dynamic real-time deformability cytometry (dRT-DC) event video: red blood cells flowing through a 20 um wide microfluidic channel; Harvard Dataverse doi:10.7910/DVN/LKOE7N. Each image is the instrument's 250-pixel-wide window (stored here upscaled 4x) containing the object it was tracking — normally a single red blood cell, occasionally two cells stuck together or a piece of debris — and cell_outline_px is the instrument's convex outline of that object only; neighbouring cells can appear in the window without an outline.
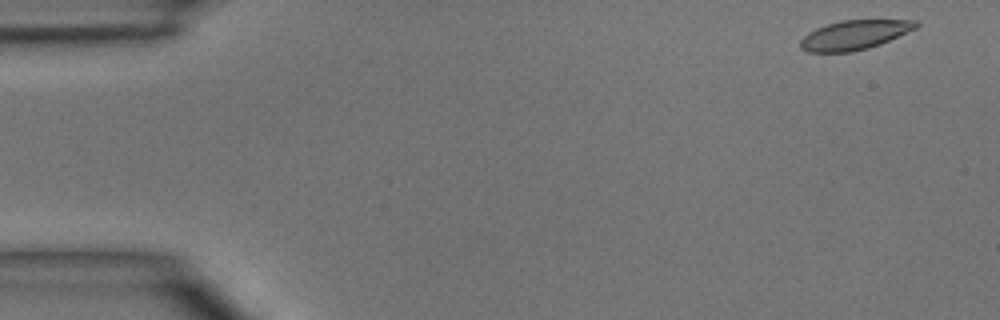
{"species": "common noctule bat (a hibernating species)", "species_latin": "Nyctalus noctula", "temperature_condition": "room temperature", "stored_images_in_passage": 5, "segment_of_instrument_passage": [1, 2], "camera_frame_rate_fps": 3000, "um_per_image_px": 0.085, "animal": {"sex": "male", "body_mass_g": 15.6}, "frame": {"image": 1, "passage_image": 1, "time_ms": 0.0, "image_size_px": [1000, 320], "cell_outline_px": [[920, 24], [916, 28], [880, 44], [868, 48], [852, 52], [808, 52], [800, 48], [800, 40], [808, 32], [816, 28], [840, 20], [916, 20]], "centroid_in_image_um": [72.61, 2.97], "position_along_channel_um": 12.4, "area_um2": 19.71}}
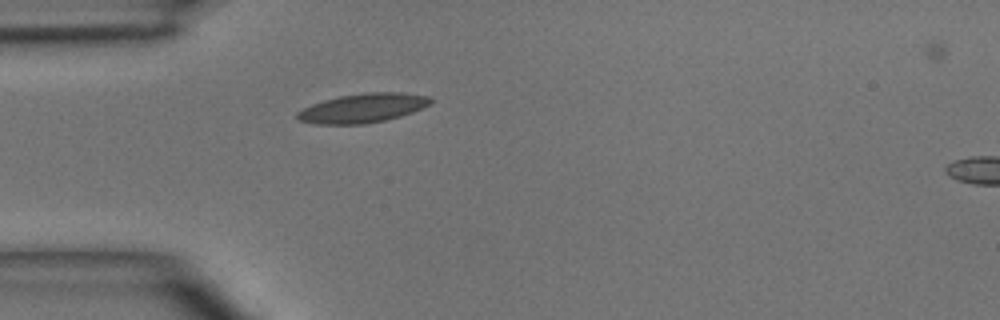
{"frame": {"image": 2, "passage_image": 4, "time_ms": 3.667, "image_size_px": [1000, 320], "cell_outline_px": [[432, 104], [412, 112], [400, 116], [384, 120], [364, 124], [316, 124], [300, 120], [296, 116], [296, 112], [312, 104], [324, 100], [340, 96], [368, 92], [400, 92], [428, 96], [432, 100]], "centroid_in_image_um": [30.85, 9.18], "position_along_channel_um": 54.2, "area_um2": 22.48}}